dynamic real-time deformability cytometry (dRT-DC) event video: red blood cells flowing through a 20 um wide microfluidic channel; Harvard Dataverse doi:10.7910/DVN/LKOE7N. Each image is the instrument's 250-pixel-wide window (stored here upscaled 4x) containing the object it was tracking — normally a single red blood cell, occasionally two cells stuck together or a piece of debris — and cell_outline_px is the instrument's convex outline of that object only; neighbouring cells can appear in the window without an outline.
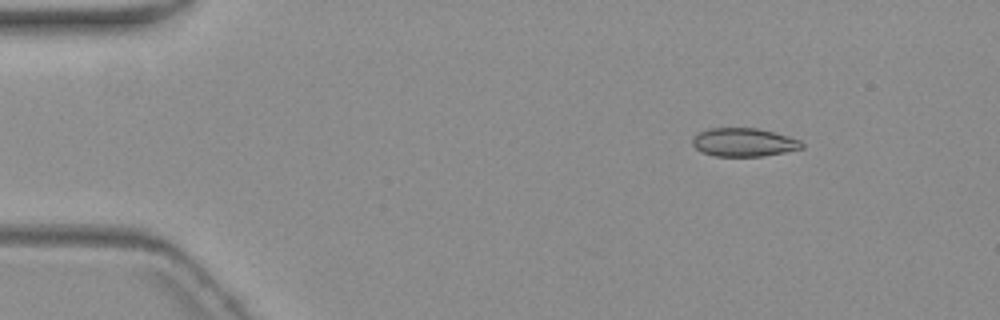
{"species": "common noctule bat (a hibernating species)", "species_latin": "Nyctalus noctula", "temperature_condition": "warm", "stored_images_in_passage": 5, "camera_frame_rate_fps": 3000, "um_per_image_px": 0.085, "animal": {"sex": "female", "body_mass_g": 19.3, "forearm_length_mm": 54.1}, "frame": {"image": 1, "passage_image": 2, "time_ms": 1.333, "image_size_px": [1000, 320], "cell_outline_px": [[804, 148], [764, 156], [716, 156], [704, 152], [696, 148], [692, 144], [692, 136], [708, 128], [756, 128], [788, 136], [800, 140], [804, 144]], "centroid_in_image_um": [63.22, 12.09], "position_along_channel_um": 21.8, "area_um2": 18.03}}